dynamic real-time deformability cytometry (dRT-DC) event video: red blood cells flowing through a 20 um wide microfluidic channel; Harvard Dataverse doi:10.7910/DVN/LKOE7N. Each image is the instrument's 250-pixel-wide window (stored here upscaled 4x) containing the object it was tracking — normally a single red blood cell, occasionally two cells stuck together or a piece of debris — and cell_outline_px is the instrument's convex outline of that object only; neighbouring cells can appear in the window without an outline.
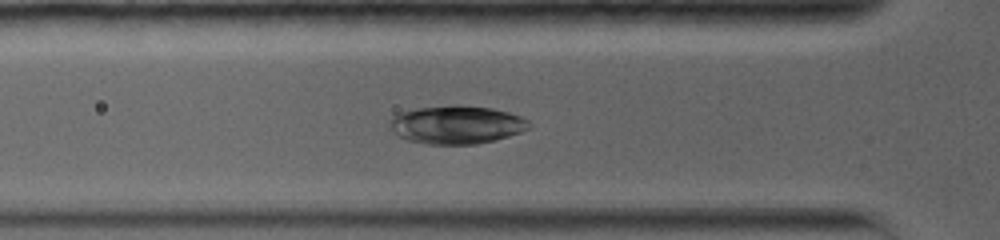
{"species": "common noctule bat (a hibernating species)", "species_latin": "Nyctalus noctula", "temperature_condition": "warm", "stored_images_in_passage": 6, "camera_frame_rate_fps": 5000, "um_per_image_px": 0.085, "animal": {"sex": "female", "body_mass_g": 19.0, "forearm_length_mm": 56.7}, "frame": {"image": 1, "passage_image": 2, "time_ms": 0.4, "image_size_px": [1000, 240], "cell_outline_px": [[532, 124], [528, 128], [520, 132], [508, 136], [476, 144], [428, 144], [408, 140], [392, 132], [388, 128], [388, 120], [392, 116], [400, 112], [416, 108], [456, 104], [460, 104], [492, 108], [508, 112], [520, 116], [528, 120]], "centroid_in_image_um": [38.76, 10.58], "position_along_channel_um": 87.0, "area_um2": 31.27}}